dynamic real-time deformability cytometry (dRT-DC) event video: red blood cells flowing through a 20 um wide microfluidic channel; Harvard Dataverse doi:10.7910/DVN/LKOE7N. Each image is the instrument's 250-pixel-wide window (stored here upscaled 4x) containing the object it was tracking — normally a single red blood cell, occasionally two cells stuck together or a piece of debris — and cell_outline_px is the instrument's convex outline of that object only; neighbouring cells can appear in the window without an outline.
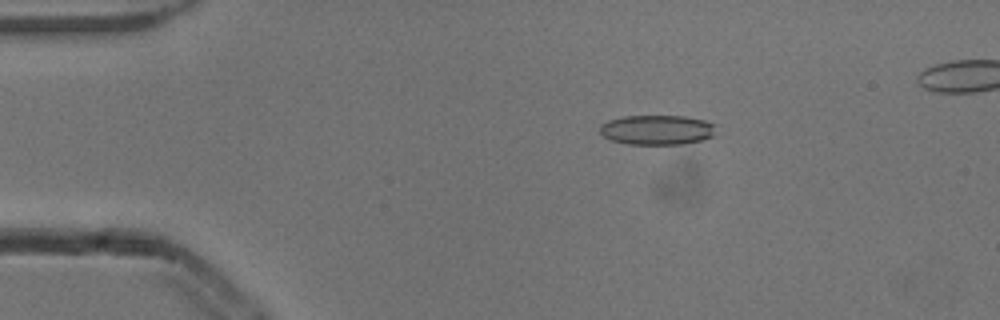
{"species": "common noctule bat (a hibernating species)", "species_latin": "Nyctalus noctula", "temperature_condition": "cold", "stored_images_in_passage": 3, "camera_frame_rate_fps": 3000, "um_per_image_px": 0.085, "animal": {"sex": "male", "body_mass_g": 13.3}, "frame": {"image": 1, "passage_image": 1, "time_ms": 0.0, "image_size_px": [1000, 320], "cell_outline_px": [[716, 136], [704, 140], [684, 144], [628, 144], [612, 140], [604, 136], [600, 132], [600, 124], [608, 120], [624, 116], [684, 116], [704, 120], [716, 124]], "centroid_in_image_um": [55.91, 11.04], "position_along_channel_um": 29.1, "area_um2": 20.4}}